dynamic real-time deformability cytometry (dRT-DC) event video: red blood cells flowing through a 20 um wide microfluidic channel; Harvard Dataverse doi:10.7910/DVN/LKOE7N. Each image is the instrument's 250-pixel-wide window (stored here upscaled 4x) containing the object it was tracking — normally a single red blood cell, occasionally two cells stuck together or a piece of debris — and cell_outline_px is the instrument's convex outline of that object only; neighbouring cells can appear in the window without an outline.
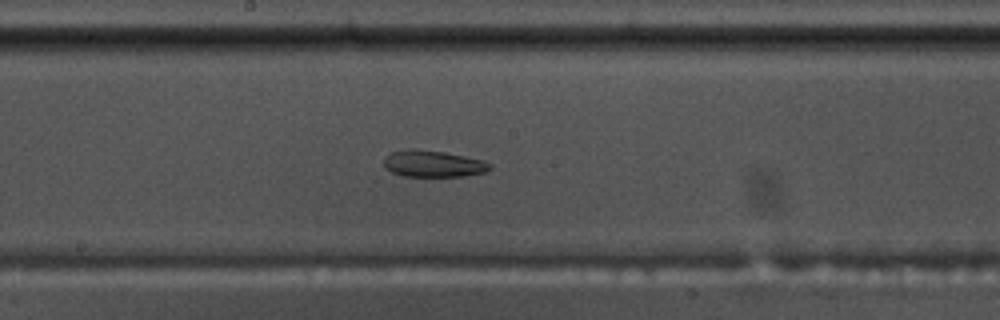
{"species": "common noctule bat (a hibernating species)", "species_latin": "Nyctalus noctula", "temperature_condition": "warm", "stored_images_in_passage": 57, "camera_frame_rate_fps": 3000, "um_per_image_px": 0.085, "animal": {"sex": "male", "body_mass_g": 17.5, "forearm_length_mm": 52.3}, "frame": {"image": 1, "passage_image": 31, "time_ms": 10.0, "image_size_px": [1000, 320], "cell_outline_px": [[492, 168], [484, 172], [464, 176], [404, 176], [392, 172], [384, 168], [384, 156], [392, 152], [412, 148], [416, 148], [444, 152], [484, 160], [492, 164]], "centroid_in_image_um": [36.81, 13.91], "position_along_channel_um": 211.4, "area_um2": 16.53}}
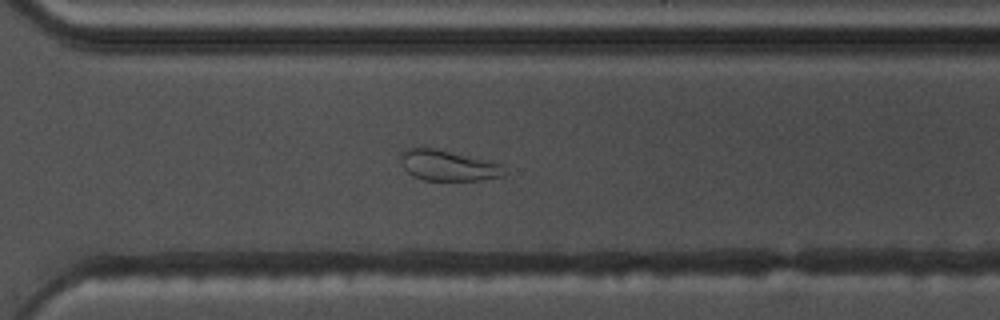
{"frame": {"image": 2, "passage_image": 41, "time_ms": 13.333, "image_size_px": [1000, 320], "cell_outline_px": [[508, 172], [504, 176], [480, 180], [424, 180], [412, 176], [404, 168], [400, 160], [400, 152], [408, 148], [436, 148], [500, 164]], "centroid_in_image_um": [38.06, 14.07], "position_along_channel_um": 332.5, "area_um2": 18.38}}
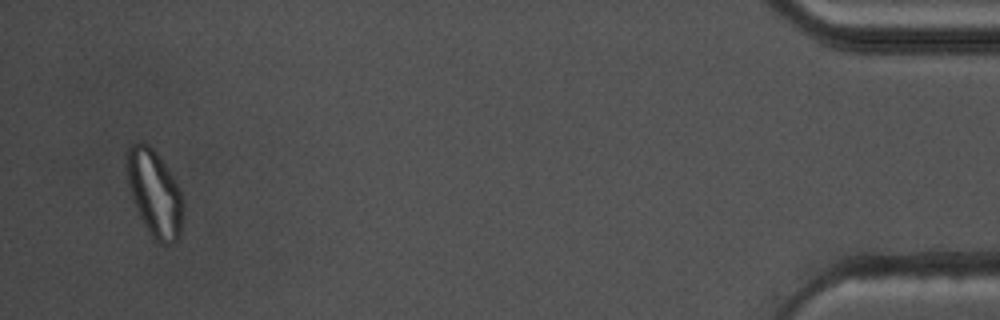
{"frame": {"image": 3, "passage_image": 55, "time_ms": 18.0, "image_size_px": [1000, 320], "cell_outline_px": [[184, 212], [180, 232], [176, 244], [156, 244], [152, 240], [132, 200], [128, 188], [124, 164], [128, 144], [140, 140], [144, 140], [156, 152], [176, 180], [184, 204]], "centroid_in_image_um": [13.1, 16.41], "position_along_channel_um": 422.1, "area_um2": 29.48}, "authors_computed_cell_mechanics": {"area_um2": 22.4264, "velocity_mm_per_s": 3.6365, "shape_relaxation_time_tau1_ms": null, "shape_relaxation_time_tau2_ms": 3.5874, "deformation_change_tau1": null, "deformation_change_tau2": 0.1044}}